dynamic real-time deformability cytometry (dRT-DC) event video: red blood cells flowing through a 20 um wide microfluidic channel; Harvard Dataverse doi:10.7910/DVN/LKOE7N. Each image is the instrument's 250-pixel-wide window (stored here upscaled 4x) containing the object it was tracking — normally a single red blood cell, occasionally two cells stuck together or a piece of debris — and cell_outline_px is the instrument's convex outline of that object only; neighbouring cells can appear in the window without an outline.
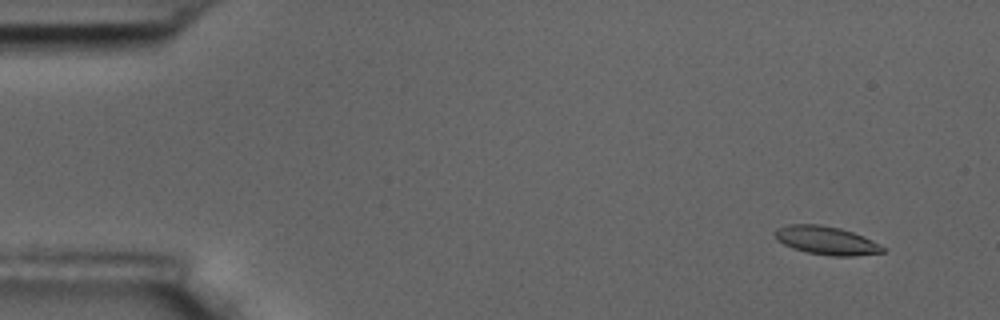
{"species": "common noctule bat (a hibernating species)", "species_latin": "Nyctalus noctula", "temperature_condition": "room temperature", "stored_images_in_passage": 57, "camera_frame_rate_fps": 3000, "um_per_image_px": 0.085, "animal": {"sex": "male", "body_mass_g": 17.5, "forearm_length_mm": 52.3}, "frame": {"image": 1, "passage_image": 5, "time_ms": 1.333, "image_size_px": [1000, 320], "cell_outline_px": [[884, 252], [856, 256], [828, 256], [808, 252], [792, 248], [776, 240], [776, 228], [788, 224], [820, 224], [840, 228], [864, 236], [880, 244], [884, 248]], "centroid_in_image_um": [70.24, 20.44], "position_along_channel_um": 14.8, "area_um2": 17.86}}
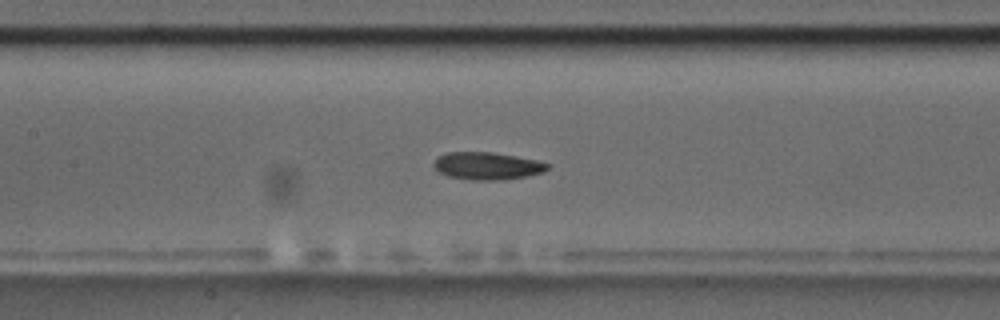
{"frame": {"image": 2, "passage_image": 27, "time_ms": 8.667, "image_size_px": [1000, 320], "cell_outline_px": [[548, 168], [544, 172], [528, 176], [500, 180], [472, 180], [448, 176], [440, 172], [432, 164], [440, 156], [448, 152], [492, 152], [516, 156], [536, 160], [548, 164]], "centroid_in_image_um": [41.42, 14.1], "position_along_channel_um": 166.0, "area_um2": 18.03}}
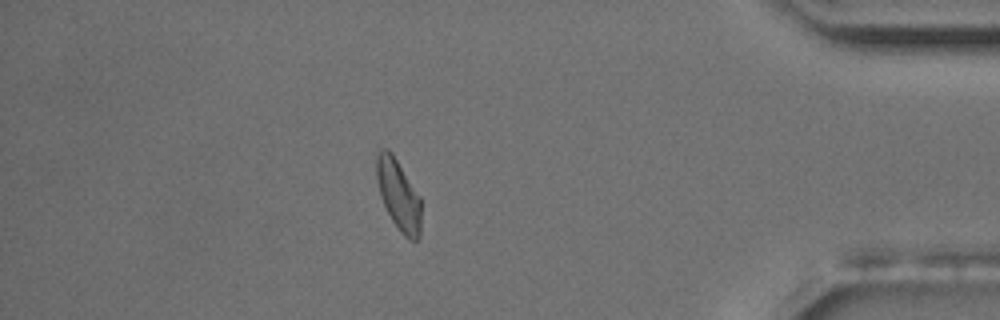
{"frame": {"image": 3, "passage_image": 50, "time_ms": 16.333, "image_size_px": [1000, 320], "cell_outline_px": [[420, 236], [416, 240], [408, 240], [400, 232], [392, 220], [380, 196], [376, 180], [376, 152], [380, 148], [388, 148], [392, 152], [420, 196]], "centroid_in_image_um": [33.85, 16.53], "position_along_channel_um": 401.4, "area_um2": 18.5}, "authors_computed_cell_mechanics": {"area_um2": 18.1492, "velocity_mm_per_s": 3.5914, "shape_relaxation_time_tau1_ms": 3.6648, "shape_relaxation_time_tau2_ms": null, "deformation_change_tau1": 0.127, "deformation_change_tau2": null}}